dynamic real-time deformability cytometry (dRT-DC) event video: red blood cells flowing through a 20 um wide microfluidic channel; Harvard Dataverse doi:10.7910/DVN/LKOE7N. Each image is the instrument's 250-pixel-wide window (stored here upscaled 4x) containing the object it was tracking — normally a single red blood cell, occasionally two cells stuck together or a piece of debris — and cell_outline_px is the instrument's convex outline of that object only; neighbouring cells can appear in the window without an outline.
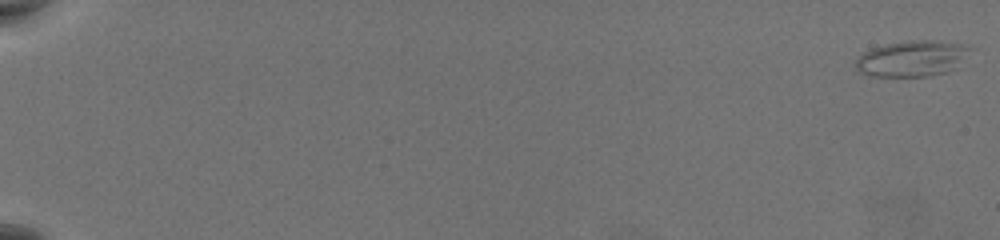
{"species": "common noctule bat (a hibernating species)", "species_latin": "Nyctalus noctula", "temperature_condition": "warm", "stored_images_in_passage": 60, "camera_frame_rate_fps": 3000, "um_per_image_px": 0.085, "animal": {"sex": "female", "body_mass_g": 19.5, "forearm_length_mm": 54.1}, "frame": {"image": 1, "passage_image": 1, "time_ms": 0.0, "image_size_px": [1000, 240], "cell_outline_px": [[976, 48], [948, 72], [932, 76], [868, 76], [860, 72], [856, 68], [856, 60], [864, 52], [872, 48], [884, 44], [908, 40], [932, 40], [968, 44]], "centroid_in_image_um": [77.57, 4.96], "position_along_channel_um": 7.4, "area_um2": 24.22}}
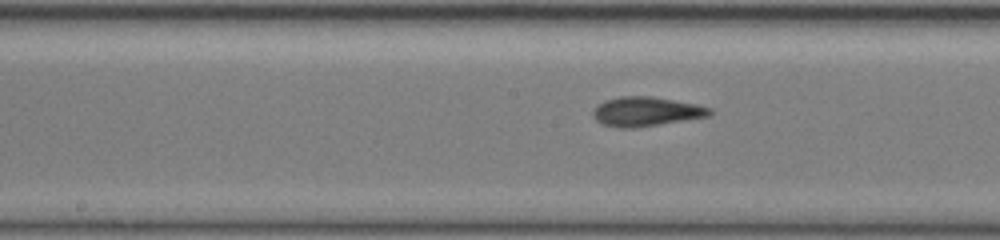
{"frame": {"image": 2, "passage_image": 35, "time_ms": 11.333, "image_size_px": [1000, 240], "cell_outline_px": [[712, 112], [708, 116], [636, 128], [620, 128], [600, 124], [592, 116], [592, 112], [604, 100], [620, 96], [652, 96], [696, 104], [712, 108]], "centroid_in_image_um": [54.89, 9.48], "position_along_channel_um": 193.3, "area_um2": 19.94}}
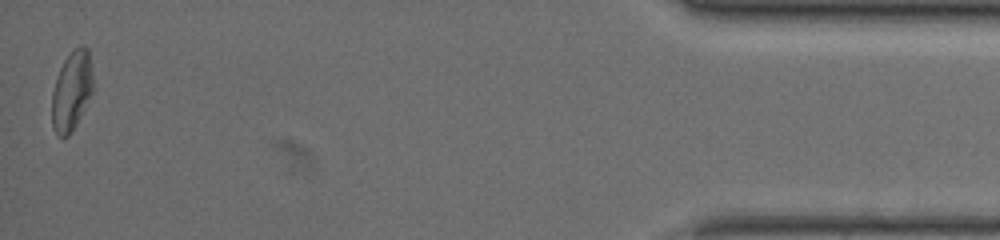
{"frame": {"image": 3, "passage_image": 60, "time_ms": 19.667, "image_size_px": [1000, 240], "cell_outline_px": [[96, 88], [72, 132], [68, 136], [56, 136], [52, 128], [52, 92], [56, 76], [64, 60], [72, 48], [84, 44], [88, 48]], "centroid_in_image_um": [6.13, 7.7], "position_along_channel_um": 429.1, "area_um2": 19.83}, "authors_computed_cell_mechanics": {"area_um2": 19.7676, "velocity_mm_per_s": 3.716, "shape_relaxation_time_tau1_ms": 6.8755, "shape_relaxation_time_tau2_ms": 2.1916, "deformation_change_tau1": 0.1999, "deformation_change_tau2": 0.1137}}